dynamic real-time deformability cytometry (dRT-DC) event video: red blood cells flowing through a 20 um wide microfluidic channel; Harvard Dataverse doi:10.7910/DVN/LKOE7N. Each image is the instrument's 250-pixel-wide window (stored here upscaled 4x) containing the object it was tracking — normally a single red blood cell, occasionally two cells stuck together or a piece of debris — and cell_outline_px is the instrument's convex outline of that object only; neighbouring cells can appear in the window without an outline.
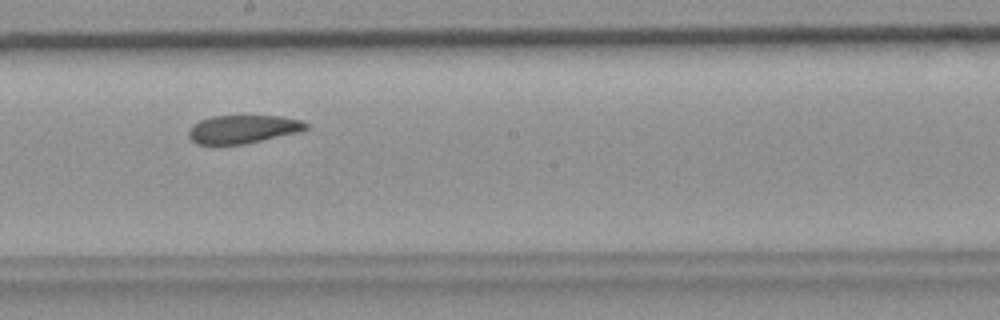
{"species": "common noctule bat (a hibernating species)", "species_latin": "Nyctalus noctula", "temperature_condition": "room temperature", "stored_images_in_passage": 31, "camera_frame_rate_fps": 3000, "um_per_image_px": 0.085, "animal": {"sex": "female", "body_mass_g": 19.9}, "frame": {"image": 1, "passage_image": 14, "time_ms": 4.333, "image_size_px": [1000, 320], "cell_outline_px": [[308, 128], [300, 132], [244, 144], [196, 144], [188, 136], [188, 132], [200, 120], [212, 116], [280, 116], [300, 120], [308, 124]], "centroid_in_image_um": [20.68, 10.98], "position_along_channel_um": 227.5, "area_um2": 19.13}}
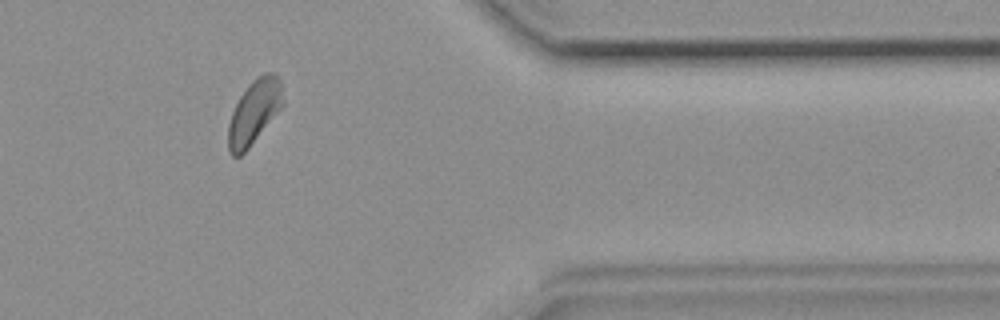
{"frame": {"image": 2, "passage_image": 27, "time_ms": 8.667, "image_size_px": [1000, 320], "cell_outline_px": [[284, 104], [248, 148], [240, 156], [232, 156], [228, 152], [228, 124], [232, 112], [240, 96], [252, 80], [256, 76], [264, 72], [276, 72], [280, 84], [284, 100]], "centroid_in_image_um": [21.59, 9.5], "position_along_channel_um": 389.8, "area_um2": 20.29}}